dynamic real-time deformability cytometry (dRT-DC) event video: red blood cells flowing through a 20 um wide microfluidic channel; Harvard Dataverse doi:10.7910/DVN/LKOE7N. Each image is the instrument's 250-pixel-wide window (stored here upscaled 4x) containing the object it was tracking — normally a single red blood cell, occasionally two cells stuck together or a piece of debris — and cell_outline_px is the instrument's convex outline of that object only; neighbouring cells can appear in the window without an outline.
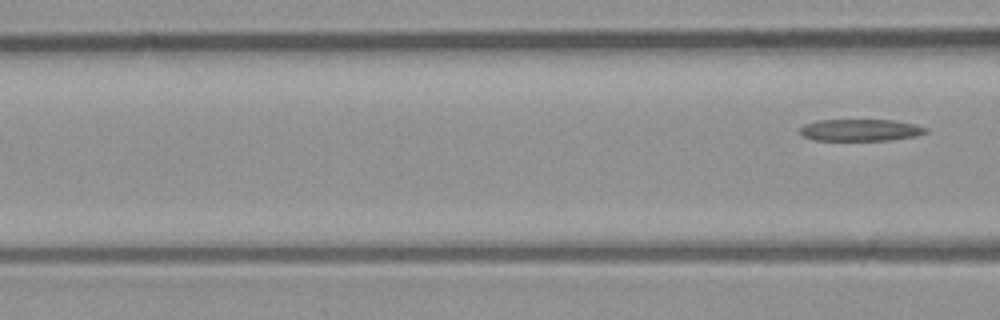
{"species": "common noctule bat (a hibernating species)", "species_latin": "Nyctalus noctula", "temperature_condition": "room temperature", "stored_images_in_passage": 3, "segment_of_instrument_passage": [2, 2], "camera_frame_rate_fps": 3000, "um_per_image_px": 0.085, "animal": {"sex": "male", "body_mass_g": 23.1, "forearm_length_mm": 52.7}, "frame": {"image": 1, "passage_image": 3, "time_ms": 0.667, "image_size_px": [1000, 320], "cell_outline_px": [[928, 132], [916, 136], [888, 140], [816, 140], [804, 136], [800, 132], [800, 128], [804, 124], [816, 120], [892, 120], [916, 124], [928, 128]], "centroid_in_image_um": [73.16, 11.05], "position_along_channel_um": 93.4, "area_um2": 16.01}}